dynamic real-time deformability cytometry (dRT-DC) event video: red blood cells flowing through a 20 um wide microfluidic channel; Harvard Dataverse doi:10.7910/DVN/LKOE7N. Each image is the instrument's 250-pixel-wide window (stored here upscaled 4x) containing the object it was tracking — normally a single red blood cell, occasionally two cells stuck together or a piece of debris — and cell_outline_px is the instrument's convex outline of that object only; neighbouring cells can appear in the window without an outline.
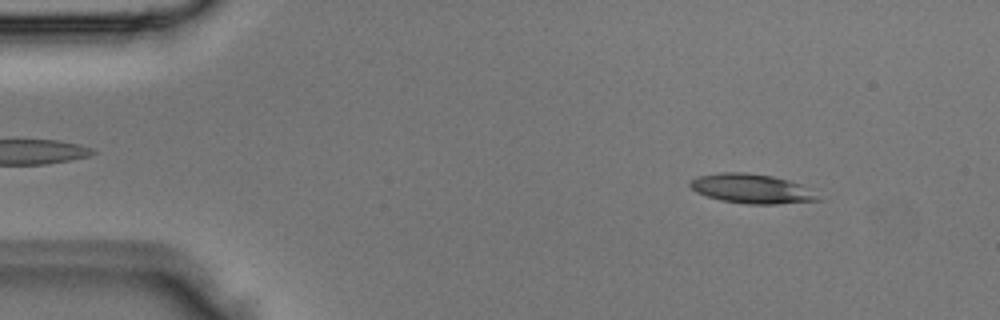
{"species": "Egyptian fruit bat (a non-hibernating species)", "species_latin": "Rousettus aegyptiacus", "temperature_condition": "room temperature", "stored_images_in_passage": 2, "camera_frame_rate_fps": 3000, "um_per_image_px": 0.085, "animal": {"sex": "male"}, "frame": {"image": 1, "passage_image": 1, "time_ms": 0.0, "image_size_px": [1000, 320], "cell_outline_px": [[824, 200], [776, 204], [748, 204], [720, 200], [696, 192], [688, 184], [696, 176], [720, 172], [744, 172], [772, 176], [788, 180], [800, 184]], "centroid_in_image_um": [63.86, 16.04], "position_along_channel_um": 21.1, "area_um2": 21.79}}